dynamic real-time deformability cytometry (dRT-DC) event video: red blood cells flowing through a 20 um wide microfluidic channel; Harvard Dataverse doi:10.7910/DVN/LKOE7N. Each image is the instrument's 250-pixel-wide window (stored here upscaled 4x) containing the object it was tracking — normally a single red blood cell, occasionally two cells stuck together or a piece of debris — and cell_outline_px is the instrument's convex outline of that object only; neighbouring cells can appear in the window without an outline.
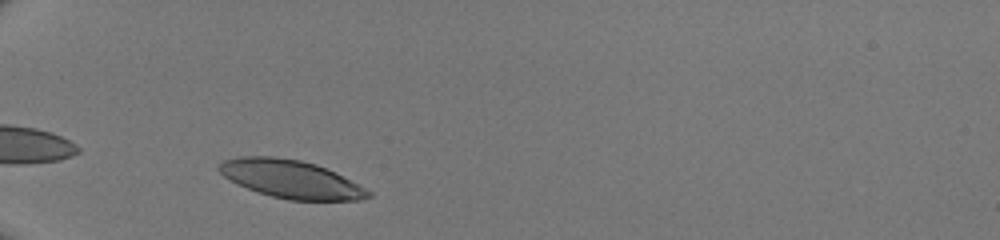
{"species": "human", "species_latin": "Homo sapiens", "temperature_condition": "room temperature", "stored_images_in_passage": 27, "camera_frame_rate_fps": 3000, "um_per_image_px": 0.085, "donor": {"sex": "male"}, "frame": {"image": 1, "passage_image": 3, "time_ms": 0.667, "image_size_px": [1000, 240], "cell_outline_px": [[372, 196], [360, 200], [288, 200], [272, 196], [236, 184], [224, 176], [216, 168], [216, 164], [224, 160], [240, 156], [276, 156], [300, 160], [316, 164], [336, 172], [372, 192]], "centroid_in_image_um": [24.7, 15.21], "position_along_channel_um": 60.3, "area_um2": 33.12}}
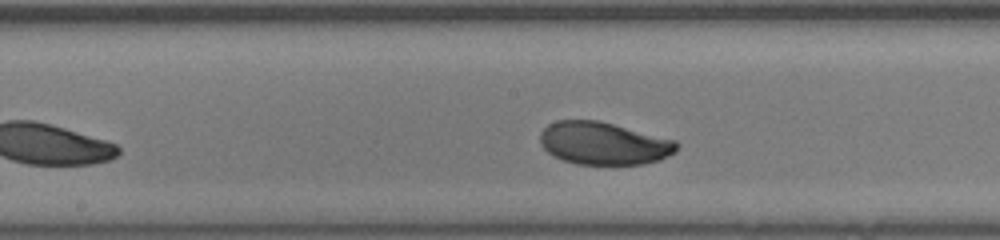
{"frame": {"image": 2, "passage_image": 14, "time_ms": 4.333, "image_size_px": [1000, 240], "cell_outline_px": [[680, 144], [676, 152], [660, 160], [644, 164], [576, 164], [552, 156], [540, 144], [540, 132], [548, 124], [556, 120], [600, 120], [676, 140]], "centroid_in_image_um": [51.32, 12.18], "position_along_channel_um": 196.9, "area_um2": 34.28}}
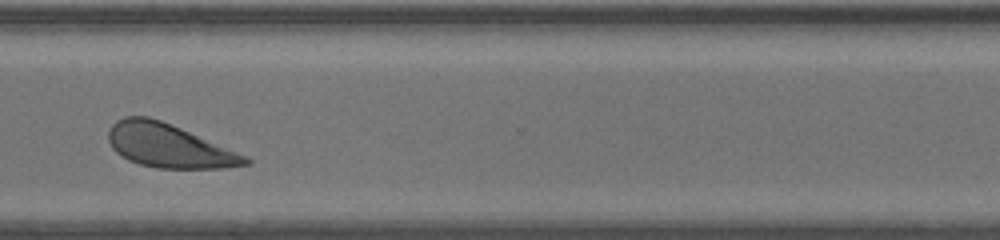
{"frame": {"image": 3, "passage_image": 25, "time_ms": 8.0, "image_size_px": [1000, 240], "cell_outline_px": [[252, 164], [224, 168], [156, 168], [140, 164], [128, 160], [116, 152], [112, 148], [108, 140], [108, 132], [112, 124], [116, 120], [124, 116], [148, 116], [160, 120], [180, 128], [248, 156], [252, 160]], "centroid_in_image_um": [14.35, 12.39], "position_along_channel_um": 356.3, "area_um2": 34.74}}